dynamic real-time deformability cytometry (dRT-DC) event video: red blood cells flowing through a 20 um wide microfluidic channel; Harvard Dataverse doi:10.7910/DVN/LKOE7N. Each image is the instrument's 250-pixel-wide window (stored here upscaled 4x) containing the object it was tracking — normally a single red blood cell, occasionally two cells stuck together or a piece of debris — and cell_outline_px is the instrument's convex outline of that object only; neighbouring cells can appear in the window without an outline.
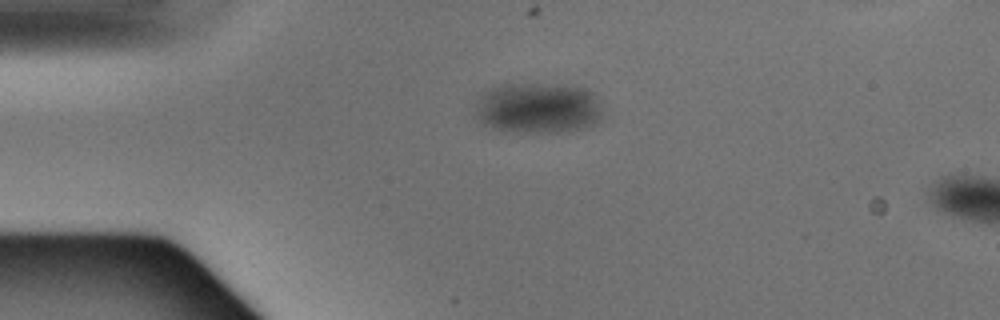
{"species": "Egyptian fruit bat (a non-hibernating species)", "species_latin": "Rousettus aegyptiacus", "temperature_condition": "warm", "stored_images_in_passage": 2, "segment_of_instrument_passage": [1, 2], "camera_frame_rate_fps": 3000, "um_per_image_px": 0.085, "animal": {"sex": "male"}, "frame": {"image": 1, "passage_image": 1, "time_ms": 0.0, "image_size_px": [1000, 320], "cell_outline_px": [[600, 120], [596, 124], [584, 128], [556, 132], [516, 132], [492, 128], [484, 124], [476, 116], [476, 100], [484, 92], [504, 84], [536, 84], [588, 88], [596, 92], [600, 104]], "centroid_in_image_um": [45.76, 9.19], "position_along_channel_um": 39.2, "area_um2": 37.63}}